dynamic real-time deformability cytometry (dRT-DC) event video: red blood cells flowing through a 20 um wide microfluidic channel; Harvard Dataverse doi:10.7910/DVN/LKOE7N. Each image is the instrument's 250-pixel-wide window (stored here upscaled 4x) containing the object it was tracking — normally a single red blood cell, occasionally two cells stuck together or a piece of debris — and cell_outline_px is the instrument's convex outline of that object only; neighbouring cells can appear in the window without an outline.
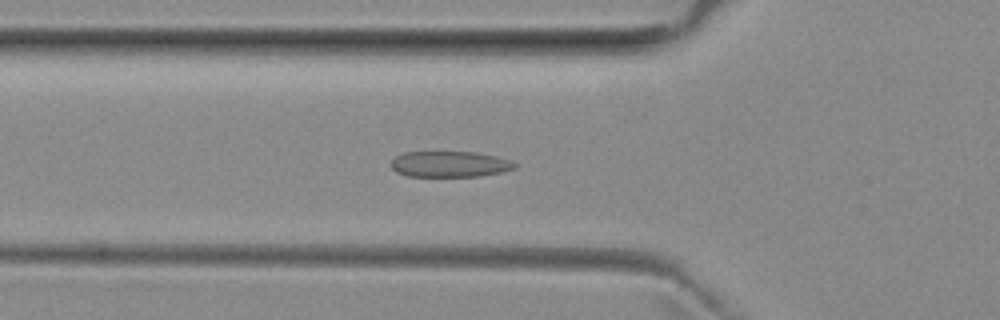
{"species": "common noctule bat (a hibernating species)", "species_latin": "Nyctalus noctula", "temperature_condition": "room temperature", "stored_images_in_passage": 52, "camera_frame_rate_fps": 3000, "um_per_image_px": 0.085, "animal": {"sex": "female", "body_mass_g": 29.2, "forearm_length_mm": 56.3}, "frame": {"image": 1, "passage_image": 18, "time_ms": 5.667, "image_size_px": [1000, 320], "cell_outline_px": [[520, 164], [516, 168], [500, 172], [480, 176], [408, 176], [396, 172], [388, 164], [396, 156], [404, 152], [476, 152], [496, 156], [512, 160]], "centroid_in_image_um": [38.25, 13.95], "position_along_channel_um": 87.6, "area_um2": 18.84}}
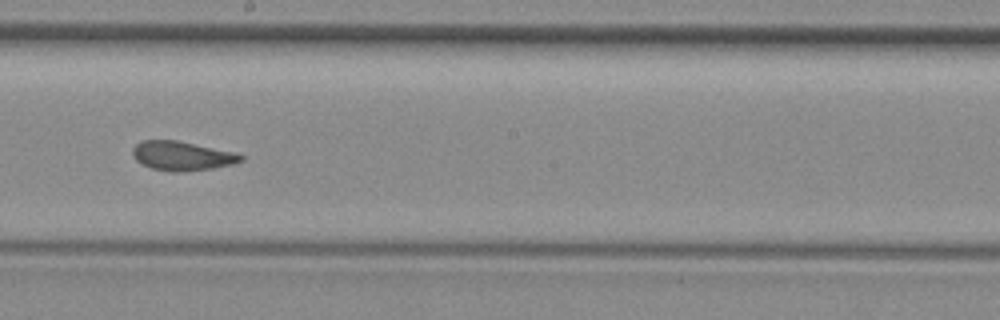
{"frame": {"image": 2, "passage_image": 29, "time_ms": 9.333, "image_size_px": [1000, 320], "cell_outline_px": [[244, 160], [232, 164], [212, 168], [180, 172], [168, 172], [152, 168], [136, 160], [132, 156], [132, 148], [140, 140], [176, 140], [236, 152], [244, 156]], "centroid_in_image_um": [15.46, 13.24], "position_along_channel_um": 232.7, "area_um2": 18.5}}
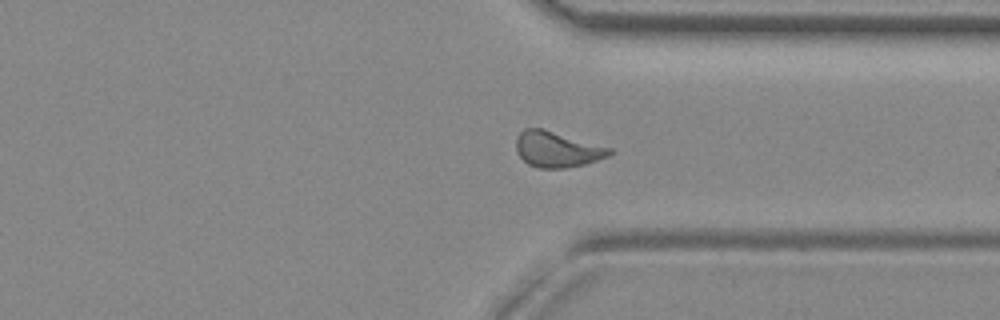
{"frame": {"image": 3, "passage_image": 39, "time_ms": 12.667, "image_size_px": [1000, 320], "cell_outline_px": [[612, 152], [608, 156], [584, 164], [564, 168], [540, 168], [528, 164], [516, 152], [516, 136], [524, 128], [544, 128], [612, 148]], "centroid_in_image_um": [47.33, 12.67], "position_along_channel_um": 364.1, "area_um2": 19.48}, "authors_computed_cell_mechanics": {"area_um2": 19.1318, "velocity_mm_per_s": 3.9531, "shape_relaxation_time_tau1_ms": null, "shape_relaxation_time_tau2_ms": 0.8775, "deformation_change_tau1": null, "deformation_change_tau2": 0.07}}